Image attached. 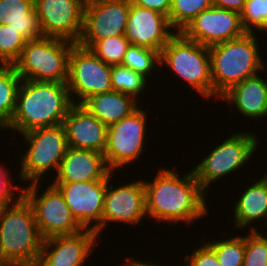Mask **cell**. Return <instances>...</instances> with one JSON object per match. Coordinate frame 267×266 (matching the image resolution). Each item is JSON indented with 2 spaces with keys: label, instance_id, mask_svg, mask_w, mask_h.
Segmentation results:
<instances>
[{
  "label": "cell",
  "instance_id": "cell-1",
  "mask_svg": "<svg viewBox=\"0 0 267 266\" xmlns=\"http://www.w3.org/2000/svg\"><path fill=\"white\" fill-rule=\"evenodd\" d=\"M154 180H143L147 218L157 223L191 225L208 214L207 194L201 189L193 170L178 175L177 170L160 168Z\"/></svg>",
  "mask_w": 267,
  "mask_h": 266
},
{
  "label": "cell",
  "instance_id": "cell-2",
  "mask_svg": "<svg viewBox=\"0 0 267 266\" xmlns=\"http://www.w3.org/2000/svg\"><path fill=\"white\" fill-rule=\"evenodd\" d=\"M73 104L67 83L22 79L14 114L3 130L22 134L36 128L63 124Z\"/></svg>",
  "mask_w": 267,
  "mask_h": 266
},
{
  "label": "cell",
  "instance_id": "cell-3",
  "mask_svg": "<svg viewBox=\"0 0 267 266\" xmlns=\"http://www.w3.org/2000/svg\"><path fill=\"white\" fill-rule=\"evenodd\" d=\"M257 44L256 33L246 32L239 38L209 47L214 100L246 78L266 71Z\"/></svg>",
  "mask_w": 267,
  "mask_h": 266
},
{
  "label": "cell",
  "instance_id": "cell-4",
  "mask_svg": "<svg viewBox=\"0 0 267 266\" xmlns=\"http://www.w3.org/2000/svg\"><path fill=\"white\" fill-rule=\"evenodd\" d=\"M32 205L22 195L0 211V256L6 265H36L43 244Z\"/></svg>",
  "mask_w": 267,
  "mask_h": 266
},
{
  "label": "cell",
  "instance_id": "cell-5",
  "mask_svg": "<svg viewBox=\"0 0 267 266\" xmlns=\"http://www.w3.org/2000/svg\"><path fill=\"white\" fill-rule=\"evenodd\" d=\"M160 67L174 72L206 100H213L209 47L176 32L160 52ZM166 64V65H165ZM168 66V67H167Z\"/></svg>",
  "mask_w": 267,
  "mask_h": 266
},
{
  "label": "cell",
  "instance_id": "cell-6",
  "mask_svg": "<svg viewBox=\"0 0 267 266\" xmlns=\"http://www.w3.org/2000/svg\"><path fill=\"white\" fill-rule=\"evenodd\" d=\"M74 44L47 36L28 40L12 66L24 80L67 83L69 54Z\"/></svg>",
  "mask_w": 267,
  "mask_h": 266
},
{
  "label": "cell",
  "instance_id": "cell-7",
  "mask_svg": "<svg viewBox=\"0 0 267 266\" xmlns=\"http://www.w3.org/2000/svg\"><path fill=\"white\" fill-rule=\"evenodd\" d=\"M19 135L28 143L20 158L18 177L21 183H41L45 174L53 171L57 173L69 147L64 125L36 128Z\"/></svg>",
  "mask_w": 267,
  "mask_h": 266
},
{
  "label": "cell",
  "instance_id": "cell-8",
  "mask_svg": "<svg viewBox=\"0 0 267 266\" xmlns=\"http://www.w3.org/2000/svg\"><path fill=\"white\" fill-rule=\"evenodd\" d=\"M192 169L201 189L207 194L209 186L228 174H233L244 167L259 149V137L255 132H233ZM255 133V134H254ZM214 181V182H213Z\"/></svg>",
  "mask_w": 267,
  "mask_h": 266
},
{
  "label": "cell",
  "instance_id": "cell-9",
  "mask_svg": "<svg viewBox=\"0 0 267 266\" xmlns=\"http://www.w3.org/2000/svg\"><path fill=\"white\" fill-rule=\"evenodd\" d=\"M40 182L23 186L22 195L32 205L36 223L43 239L60 235H72L84 228L73 216L63 195L52 184L38 193ZM40 194V195H39Z\"/></svg>",
  "mask_w": 267,
  "mask_h": 266
},
{
  "label": "cell",
  "instance_id": "cell-10",
  "mask_svg": "<svg viewBox=\"0 0 267 266\" xmlns=\"http://www.w3.org/2000/svg\"><path fill=\"white\" fill-rule=\"evenodd\" d=\"M148 112L139 106L129 116L108 125L103 153L108 168L115 172L140 160L145 151ZM142 154V155H141Z\"/></svg>",
  "mask_w": 267,
  "mask_h": 266
},
{
  "label": "cell",
  "instance_id": "cell-11",
  "mask_svg": "<svg viewBox=\"0 0 267 266\" xmlns=\"http://www.w3.org/2000/svg\"><path fill=\"white\" fill-rule=\"evenodd\" d=\"M67 86L75 104H82L92 95L110 92L111 65L100 60L89 48L75 43L69 54Z\"/></svg>",
  "mask_w": 267,
  "mask_h": 266
},
{
  "label": "cell",
  "instance_id": "cell-12",
  "mask_svg": "<svg viewBox=\"0 0 267 266\" xmlns=\"http://www.w3.org/2000/svg\"><path fill=\"white\" fill-rule=\"evenodd\" d=\"M130 0H97L85 4L79 45L91 48L97 41L124 35Z\"/></svg>",
  "mask_w": 267,
  "mask_h": 266
},
{
  "label": "cell",
  "instance_id": "cell-13",
  "mask_svg": "<svg viewBox=\"0 0 267 266\" xmlns=\"http://www.w3.org/2000/svg\"><path fill=\"white\" fill-rule=\"evenodd\" d=\"M51 184L63 195L78 223L84 229L94 230L101 237L107 178L91 182Z\"/></svg>",
  "mask_w": 267,
  "mask_h": 266
},
{
  "label": "cell",
  "instance_id": "cell-14",
  "mask_svg": "<svg viewBox=\"0 0 267 266\" xmlns=\"http://www.w3.org/2000/svg\"><path fill=\"white\" fill-rule=\"evenodd\" d=\"M43 36L77 43L83 30V0H34Z\"/></svg>",
  "mask_w": 267,
  "mask_h": 266
},
{
  "label": "cell",
  "instance_id": "cell-15",
  "mask_svg": "<svg viewBox=\"0 0 267 266\" xmlns=\"http://www.w3.org/2000/svg\"><path fill=\"white\" fill-rule=\"evenodd\" d=\"M181 33L190 40L206 47L236 39L246 31L240 13L211 6L193 18Z\"/></svg>",
  "mask_w": 267,
  "mask_h": 266
},
{
  "label": "cell",
  "instance_id": "cell-16",
  "mask_svg": "<svg viewBox=\"0 0 267 266\" xmlns=\"http://www.w3.org/2000/svg\"><path fill=\"white\" fill-rule=\"evenodd\" d=\"M110 175L104 197L102 230L108 223L137 225L146 219L145 186L142 179L114 187ZM108 222V223H107Z\"/></svg>",
  "mask_w": 267,
  "mask_h": 266
},
{
  "label": "cell",
  "instance_id": "cell-17",
  "mask_svg": "<svg viewBox=\"0 0 267 266\" xmlns=\"http://www.w3.org/2000/svg\"><path fill=\"white\" fill-rule=\"evenodd\" d=\"M98 239V234L91 229L44 239L36 266H83L99 243Z\"/></svg>",
  "mask_w": 267,
  "mask_h": 266
},
{
  "label": "cell",
  "instance_id": "cell-18",
  "mask_svg": "<svg viewBox=\"0 0 267 266\" xmlns=\"http://www.w3.org/2000/svg\"><path fill=\"white\" fill-rule=\"evenodd\" d=\"M175 33L166 15L152 9L141 8L130 0V12L124 36L131 45L161 52Z\"/></svg>",
  "mask_w": 267,
  "mask_h": 266
},
{
  "label": "cell",
  "instance_id": "cell-19",
  "mask_svg": "<svg viewBox=\"0 0 267 266\" xmlns=\"http://www.w3.org/2000/svg\"><path fill=\"white\" fill-rule=\"evenodd\" d=\"M68 146L104 153L107 128L81 104H73L63 122Z\"/></svg>",
  "mask_w": 267,
  "mask_h": 266
},
{
  "label": "cell",
  "instance_id": "cell-20",
  "mask_svg": "<svg viewBox=\"0 0 267 266\" xmlns=\"http://www.w3.org/2000/svg\"><path fill=\"white\" fill-rule=\"evenodd\" d=\"M113 173L103 153L68 147L52 183L100 181Z\"/></svg>",
  "mask_w": 267,
  "mask_h": 266
},
{
  "label": "cell",
  "instance_id": "cell-21",
  "mask_svg": "<svg viewBox=\"0 0 267 266\" xmlns=\"http://www.w3.org/2000/svg\"><path fill=\"white\" fill-rule=\"evenodd\" d=\"M260 75V76H259ZM219 99L235 107L245 118L267 117V80L259 73L234 85ZM234 106V107H233Z\"/></svg>",
  "mask_w": 267,
  "mask_h": 266
},
{
  "label": "cell",
  "instance_id": "cell-22",
  "mask_svg": "<svg viewBox=\"0 0 267 266\" xmlns=\"http://www.w3.org/2000/svg\"><path fill=\"white\" fill-rule=\"evenodd\" d=\"M262 177L256 180L243 192H238L236 203L233 204V222L235 229L243 230L246 227L248 231H257L258 227L253 226L256 221L266 223L267 219V172L261 175ZM264 220V221H263ZM252 225V226H251Z\"/></svg>",
  "mask_w": 267,
  "mask_h": 266
},
{
  "label": "cell",
  "instance_id": "cell-23",
  "mask_svg": "<svg viewBox=\"0 0 267 266\" xmlns=\"http://www.w3.org/2000/svg\"><path fill=\"white\" fill-rule=\"evenodd\" d=\"M140 104L119 91L99 93L88 97L81 105L105 125L119 122L135 111Z\"/></svg>",
  "mask_w": 267,
  "mask_h": 266
},
{
  "label": "cell",
  "instance_id": "cell-24",
  "mask_svg": "<svg viewBox=\"0 0 267 266\" xmlns=\"http://www.w3.org/2000/svg\"><path fill=\"white\" fill-rule=\"evenodd\" d=\"M0 24L12 26L27 41L43 37L34 0H0Z\"/></svg>",
  "mask_w": 267,
  "mask_h": 266
},
{
  "label": "cell",
  "instance_id": "cell-25",
  "mask_svg": "<svg viewBox=\"0 0 267 266\" xmlns=\"http://www.w3.org/2000/svg\"><path fill=\"white\" fill-rule=\"evenodd\" d=\"M20 76L12 65H0V128L11 120L15 107Z\"/></svg>",
  "mask_w": 267,
  "mask_h": 266
},
{
  "label": "cell",
  "instance_id": "cell-26",
  "mask_svg": "<svg viewBox=\"0 0 267 266\" xmlns=\"http://www.w3.org/2000/svg\"><path fill=\"white\" fill-rule=\"evenodd\" d=\"M148 79L130 68L121 64L111 65V86L112 91H119L126 95L138 99L141 92L144 93L148 84Z\"/></svg>",
  "mask_w": 267,
  "mask_h": 266
},
{
  "label": "cell",
  "instance_id": "cell-27",
  "mask_svg": "<svg viewBox=\"0 0 267 266\" xmlns=\"http://www.w3.org/2000/svg\"><path fill=\"white\" fill-rule=\"evenodd\" d=\"M121 65L130 68L149 80L151 74L153 75V71H156L154 69L161 65L160 52L147 47L129 44Z\"/></svg>",
  "mask_w": 267,
  "mask_h": 266
},
{
  "label": "cell",
  "instance_id": "cell-28",
  "mask_svg": "<svg viewBox=\"0 0 267 266\" xmlns=\"http://www.w3.org/2000/svg\"><path fill=\"white\" fill-rule=\"evenodd\" d=\"M205 243L215 252L220 266H243L245 236L236 235Z\"/></svg>",
  "mask_w": 267,
  "mask_h": 266
},
{
  "label": "cell",
  "instance_id": "cell-29",
  "mask_svg": "<svg viewBox=\"0 0 267 266\" xmlns=\"http://www.w3.org/2000/svg\"><path fill=\"white\" fill-rule=\"evenodd\" d=\"M211 6L212 0H171L168 21L176 32H181L201 11Z\"/></svg>",
  "mask_w": 267,
  "mask_h": 266
},
{
  "label": "cell",
  "instance_id": "cell-30",
  "mask_svg": "<svg viewBox=\"0 0 267 266\" xmlns=\"http://www.w3.org/2000/svg\"><path fill=\"white\" fill-rule=\"evenodd\" d=\"M27 40L12 26L0 24V64L13 65Z\"/></svg>",
  "mask_w": 267,
  "mask_h": 266
},
{
  "label": "cell",
  "instance_id": "cell-31",
  "mask_svg": "<svg viewBox=\"0 0 267 266\" xmlns=\"http://www.w3.org/2000/svg\"><path fill=\"white\" fill-rule=\"evenodd\" d=\"M129 44L124 35H117L97 41L90 50L104 63L118 65L122 63Z\"/></svg>",
  "mask_w": 267,
  "mask_h": 266
},
{
  "label": "cell",
  "instance_id": "cell-32",
  "mask_svg": "<svg viewBox=\"0 0 267 266\" xmlns=\"http://www.w3.org/2000/svg\"><path fill=\"white\" fill-rule=\"evenodd\" d=\"M240 15L246 32L267 33V0H246Z\"/></svg>",
  "mask_w": 267,
  "mask_h": 266
},
{
  "label": "cell",
  "instance_id": "cell-33",
  "mask_svg": "<svg viewBox=\"0 0 267 266\" xmlns=\"http://www.w3.org/2000/svg\"><path fill=\"white\" fill-rule=\"evenodd\" d=\"M248 232L243 266H267V238L258 230Z\"/></svg>",
  "mask_w": 267,
  "mask_h": 266
},
{
  "label": "cell",
  "instance_id": "cell-34",
  "mask_svg": "<svg viewBox=\"0 0 267 266\" xmlns=\"http://www.w3.org/2000/svg\"><path fill=\"white\" fill-rule=\"evenodd\" d=\"M4 166L5 165L3 163L0 164V204L3 206L16 202L22 196L23 191V187L20 185L11 184L12 179L10 178L11 176H9L11 175V171Z\"/></svg>",
  "mask_w": 267,
  "mask_h": 266
},
{
  "label": "cell",
  "instance_id": "cell-35",
  "mask_svg": "<svg viewBox=\"0 0 267 266\" xmlns=\"http://www.w3.org/2000/svg\"><path fill=\"white\" fill-rule=\"evenodd\" d=\"M201 243L202 246L184 256L185 266H220L215 252L205 242Z\"/></svg>",
  "mask_w": 267,
  "mask_h": 266
},
{
  "label": "cell",
  "instance_id": "cell-36",
  "mask_svg": "<svg viewBox=\"0 0 267 266\" xmlns=\"http://www.w3.org/2000/svg\"><path fill=\"white\" fill-rule=\"evenodd\" d=\"M141 8L158 11L168 17L171 9V0H132Z\"/></svg>",
  "mask_w": 267,
  "mask_h": 266
},
{
  "label": "cell",
  "instance_id": "cell-37",
  "mask_svg": "<svg viewBox=\"0 0 267 266\" xmlns=\"http://www.w3.org/2000/svg\"><path fill=\"white\" fill-rule=\"evenodd\" d=\"M246 0H212L213 6L236 11L241 14Z\"/></svg>",
  "mask_w": 267,
  "mask_h": 266
},
{
  "label": "cell",
  "instance_id": "cell-38",
  "mask_svg": "<svg viewBox=\"0 0 267 266\" xmlns=\"http://www.w3.org/2000/svg\"><path fill=\"white\" fill-rule=\"evenodd\" d=\"M127 259L134 265V266H159L158 264H152V263H147V262H143V261H140V260H134L129 258V256L127 257ZM162 266V265H161ZM183 266H185V263L183 264Z\"/></svg>",
  "mask_w": 267,
  "mask_h": 266
},
{
  "label": "cell",
  "instance_id": "cell-39",
  "mask_svg": "<svg viewBox=\"0 0 267 266\" xmlns=\"http://www.w3.org/2000/svg\"><path fill=\"white\" fill-rule=\"evenodd\" d=\"M126 260V264H124V266H134L127 258Z\"/></svg>",
  "mask_w": 267,
  "mask_h": 266
},
{
  "label": "cell",
  "instance_id": "cell-40",
  "mask_svg": "<svg viewBox=\"0 0 267 266\" xmlns=\"http://www.w3.org/2000/svg\"><path fill=\"white\" fill-rule=\"evenodd\" d=\"M0 266H6V264L3 262L1 256H0Z\"/></svg>",
  "mask_w": 267,
  "mask_h": 266
},
{
  "label": "cell",
  "instance_id": "cell-41",
  "mask_svg": "<svg viewBox=\"0 0 267 266\" xmlns=\"http://www.w3.org/2000/svg\"><path fill=\"white\" fill-rule=\"evenodd\" d=\"M93 1H97V0H83V2L86 4V3H89V2H93Z\"/></svg>",
  "mask_w": 267,
  "mask_h": 266
},
{
  "label": "cell",
  "instance_id": "cell-42",
  "mask_svg": "<svg viewBox=\"0 0 267 266\" xmlns=\"http://www.w3.org/2000/svg\"><path fill=\"white\" fill-rule=\"evenodd\" d=\"M265 224H266L265 229L267 230V220H266V223H265ZM263 233H264L263 235L267 238V231H266V232H263ZM265 234H266V235H265Z\"/></svg>",
  "mask_w": 267,
  "mask_h": 266
},
{
  "label": "cell",
  "instance_id": "cell-43",
  "mask_svg": "<svg viewBox=\"0 0 267 266\" xmlns=\"http://www.w3.org/2000/svg\"><path fill=\"white\" fill-rule=\"evenodd\" d=\"M6 266H36V265H6Z\"/></svg>",
  "mask_w": 267,
  "mask_h": 266
}]
</instances>
